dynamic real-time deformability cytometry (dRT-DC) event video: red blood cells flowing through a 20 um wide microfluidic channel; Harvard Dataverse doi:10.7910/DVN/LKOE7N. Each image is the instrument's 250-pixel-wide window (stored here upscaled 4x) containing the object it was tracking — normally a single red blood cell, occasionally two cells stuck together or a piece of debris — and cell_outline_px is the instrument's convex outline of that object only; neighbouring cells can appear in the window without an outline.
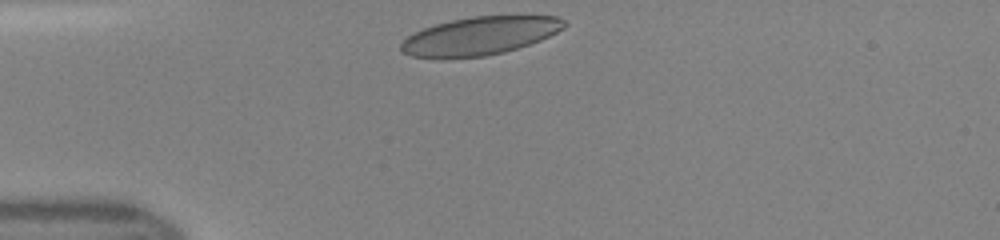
{"species": "human", "species_latin": "Homo sapiens", "temperature_condition": "room temperature", "stored_images_in_passage": 36, "camera_frame_rate_fps": 3000, "um_per_image_px": 0.085, "donor": {"sex": "female"}, "frame": {"image": 1, "passage_image": 1, "time_ms": 0.0, "image_size_px": [1000, 240], "cell_outline_px": [[568, 24], [564, 28], [540, 40], [504, 52], [484, 56], [440, 60], [412, 56], [400, 52], [400, 44], [408, 36], [424, 28], [436, 24], [452, 20], [472, 16], [556, 16], [564, 20]], "centroid_in_image_um": [40.73, 3.08], "position_along_channel_um": 44.3, "area_um2": 36.47}}
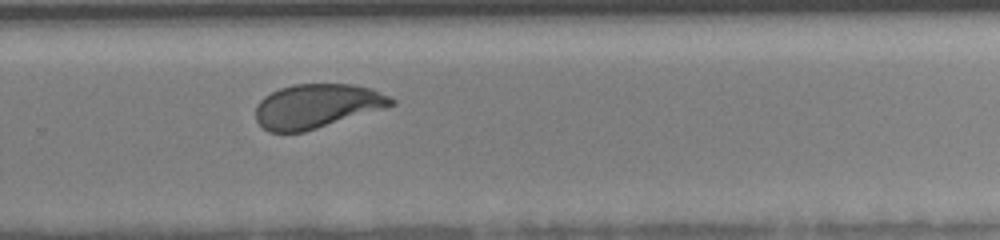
{"frame": {"image": 2, "passage_image": 21, "time_ms": 6.667, "image_size_px": [1000, 240], "cell_outline_px": [[396, 104], [384, 108], [304, 132], [268, 132], [256, 120], [256, 104], [264, 96], [280, 88], [292, 84], [352, 84], [372, 88], [396, 100]], "centroid_in_image_um": [26.92, 9.01], "position_along_channel_um": 302.9, "area_um2": 34.8}}
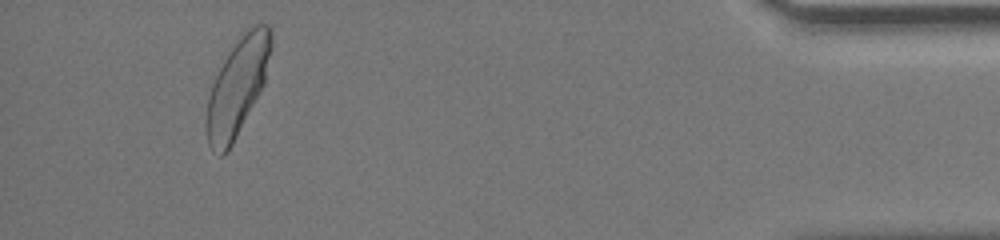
{"frame": {"image": 3, "passage_image": 33, "time_ms": 10.667, "image_size_px": [1000, 240], "cell_outline_px": [[272, 48], [264, 84], [260, 92], [228, 152], [224, 156], [220, 156], [212, 152], [208, 144], [208, 96], [212, 84], [224, 60], [240, 36], [248, 28], [256, 24], [268, 24], [272, 28]], "centroid_in_image_um": [20.22, 7.36], "position_along_channel_um": 415.0, "area_um2": 36.13}}